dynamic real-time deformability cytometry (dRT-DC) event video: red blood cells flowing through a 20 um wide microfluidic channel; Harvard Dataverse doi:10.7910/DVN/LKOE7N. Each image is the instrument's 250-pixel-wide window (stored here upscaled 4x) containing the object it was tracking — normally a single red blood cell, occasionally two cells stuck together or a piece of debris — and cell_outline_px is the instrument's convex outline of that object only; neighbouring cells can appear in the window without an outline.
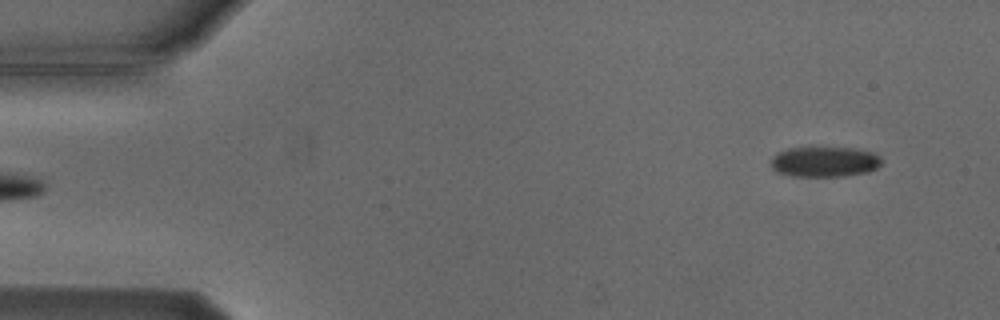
{"species": "Egyptian fruit bat (a non-hibernating species)", "species_latin": "Rousettus aegyptiacus", "temperature_condition": "cold", "stored_images_in_passage": 5, "camera_frame_rate_fps": 3000, "um_per_image_px": 0.085, "animal": {"sex": "male"}, "frame": {"image": 1, "passage_image": 5, "time_ms": 4.667, "image_size_px": [1000, 320], "cell_outline_px": [[884, 160], [876, 168], [868, 172], [844, 176], [792, 176], [776, 172], [768, 164], [772, 156], [776, 152], [788, 148], [812, 144], [856, 148], [872, 152], [880, 156]], "centroid_in_image_um": [70.03, 13.69], "position_along_channel_um": 15.0, "area_um2": 20.81}}